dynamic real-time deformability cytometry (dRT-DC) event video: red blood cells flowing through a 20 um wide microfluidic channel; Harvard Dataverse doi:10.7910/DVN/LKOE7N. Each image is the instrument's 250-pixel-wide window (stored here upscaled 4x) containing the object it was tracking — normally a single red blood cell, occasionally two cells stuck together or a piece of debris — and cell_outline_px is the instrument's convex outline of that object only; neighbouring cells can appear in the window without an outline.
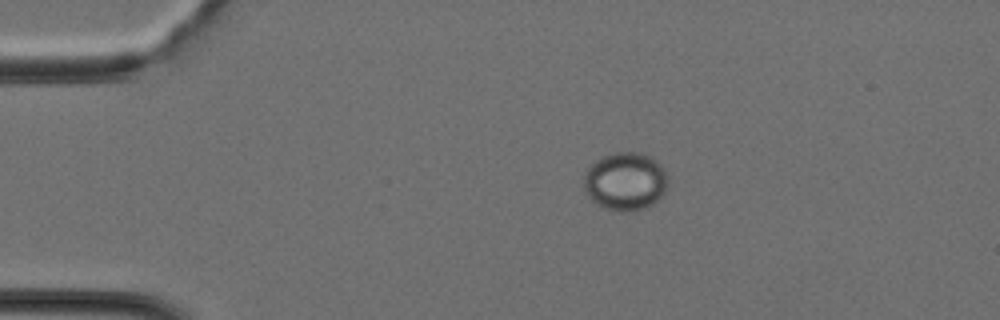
{"species": "Egyptian fruit bat (a non-hibernating species)", "species_latin": "Rousettus aegyptiacus", "temperature_condition": "cold", "stored_images_in_passage": 33, "camera_frame_rate_fps": 3000, "um_per_image_px": 0.085, "animal": {"sex": "female"}, "frame": {"image": 1, "passage_image": 1, "time_ms": 0.0, "image_size_px": [1000, 320], "cell_outline_px": [[668, 188], [648, 208], [636, 212], [620, 212], [604, 208], [596, 204], [584, 192], [584, 172], [596, 160], [604, 156], [616, 152], [644, 152], [652, 156], [664, 168], [668, 176]], "centroid_in_image_um": [53.17, 15.43], "position_along_channel_um": 31.8, "area_um2": 29.13}}
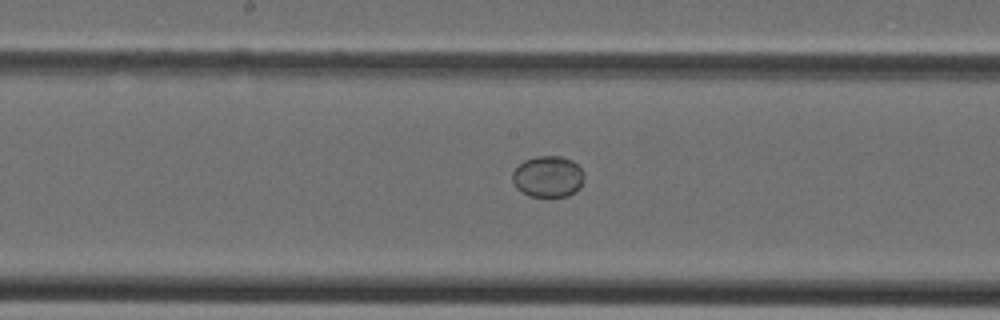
{"frame": {"image": 2, "passage_image": 14, "time_ms": 4.333, "image_size_px": [1000, 320], "cell_outline_px": [[584, 180], [580, 188], [576, 192], [568, 196], [528, 196], [516, 188], [512, 180], [512, 172], [524, 160], [536, 156], [560, 156], [572, 160], [584, 172]], "centroid_in_image_um": [46.59, 15.01], "position_along_channel_um": 201.6, "area_um2": 17.4}}
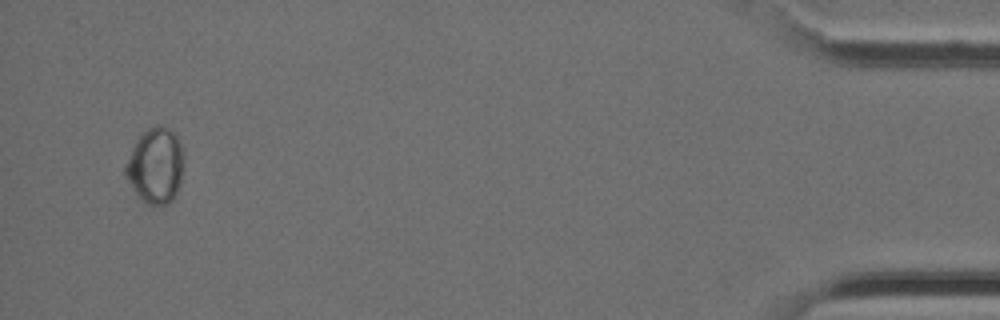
{"frame": {"image": 3, "passage_image": 32, "time_ms": 10.333, "image_size_px": [1000, 320], "cell_outline_px": [[184, 168], [180, 184], [172, 200], [168, 204], [148, 204], [136, 192], [124, 172], [124, 164], [136, 140], [148, 128], [156, 124], [160, 124], [176, 132], [184, 148]], "centroid_in_image_um": [13.27, 14.02], "position_along_channel_um": 421.9, "area_um2": 25.89}}